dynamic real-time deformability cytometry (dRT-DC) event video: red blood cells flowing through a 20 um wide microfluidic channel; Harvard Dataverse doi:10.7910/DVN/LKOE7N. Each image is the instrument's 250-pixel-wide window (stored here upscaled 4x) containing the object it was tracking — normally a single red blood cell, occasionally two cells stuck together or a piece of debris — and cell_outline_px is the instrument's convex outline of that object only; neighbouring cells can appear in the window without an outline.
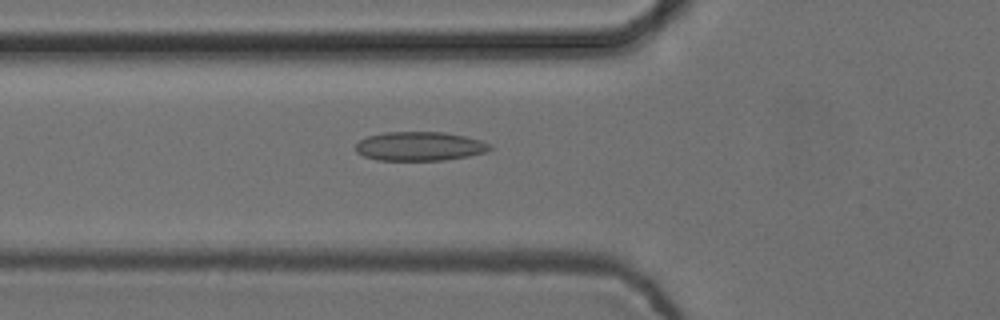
{"species": "common noctule bat (a hibernating species)", "species_latin": "Nyctalus noctula", "temperature_condition": "cold", "stored_images_in_passage": 48, "camera_frame_rate_fps": 3000, "um_per_image_px": 0.085, "animal": {"sex": "female", "body_mass_g": 24.6, "forearm_length_mm": 56.2}, "frame": {"image": 1, "passage_image": 13, "time_ms": 4.0, "image_size_px": [1000, 320], "cell_outline_px": [[492, 148], [488, 152], [468, 156], [444, 160], [376, 160], [364, 156], [356, 152], [356, 144], [360, 140], [368, 136], [384, 132], [444, 132], [464, 136], [480, 140], [488, 144]], "centroid_in_image_um": [35.66, 12.43], "position_along_channel_um": 90.1, "area_um2": 22.66}}
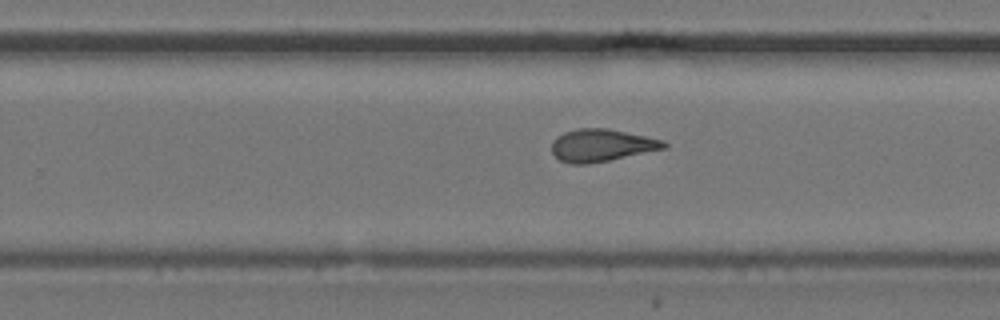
{"frame": {"image": 2, "passage_image": 28, "time_ms": 9.0, "image_size_px": [1000, 320], "cell_outline_px": [[668, 148], [588, 164], [572, 164], [560, 160], [552, 152], [552, 140], [556, 136], [564, 132], [576, 128], [608, 128], [664, 140], [668, 144]], "centroid_in_image_um": [51.13, 12.34], "position_along_channel_um": 278.7, "area_um2": 21.27}}
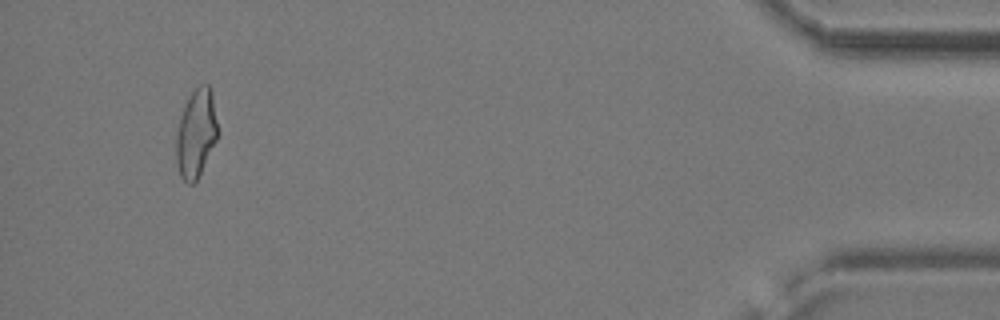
{"frame": {"image": 3, "passage_image": 45, "time_ms": 14.667, "image_size_px": [1000, 320], "cell_outline_px": [[220, 132], [196, 180], [192, 184], [188, 184], [180, 176], [176, 160], [176, 132], [180, 116], [188, 96], [200, 84], [208, 84], [212, 92]], "centroid_in_image_um": [16.67, 11.29], "position_along_channel_um": 418.5, "area_um2": 21.5}, "authors_computed_cell_mechanics": {"area_um2": 21.5016, "velocity_mm_per_s": 3.771, "shape_relaxation_time_tau1_ms": null, "shape_relaxation_time_tau2_ms": 2.4558, "deformation_change_tau1": null, "deformation_change_tau2": 0.1025}}